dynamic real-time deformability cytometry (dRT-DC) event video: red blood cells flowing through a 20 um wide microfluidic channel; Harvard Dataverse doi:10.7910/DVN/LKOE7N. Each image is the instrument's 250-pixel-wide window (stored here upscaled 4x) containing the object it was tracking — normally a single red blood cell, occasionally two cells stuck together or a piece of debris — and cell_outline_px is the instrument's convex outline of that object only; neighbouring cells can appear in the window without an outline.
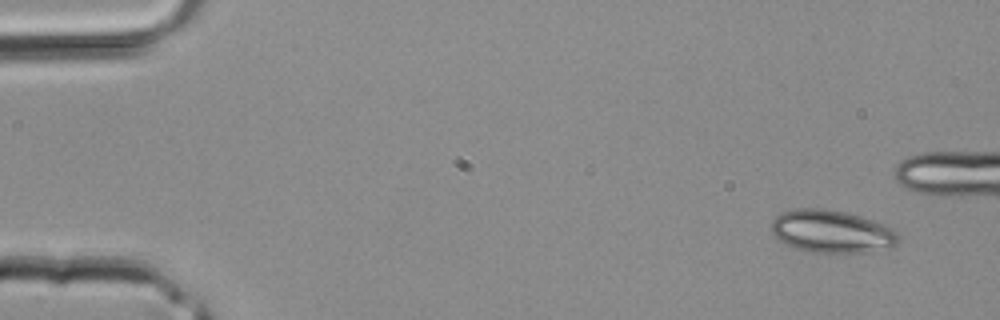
{"species": "common noctule bat (a hibernating species)", "species_latin": "Nyctalus noctula", "temperature_condition": "room temperature", "stored_images_in_passage": 38, "camera_frame_rate_fps": 3000, "um_per_image_px": 0.085, "animal": {"sex": "male", "body_mass_g": 20.4}, "frame": {"image": 1, "passage_image": 1, "time_ms": 0.0, "image_size_px": [1000, 320], "cell_outline_px": [[900, 240], [892, 248], [872, 252], [804, 252], [784, 244], [776, 240], [772, 232], [772, 220], [780, 212], [792, 208], [824, 208], [848, 212], [888, 224], [896, 232]], "centroid_in_image_um": [70.7, 19.67], "position_along_channel_um": 14.3, "area_um2": 32.48}}
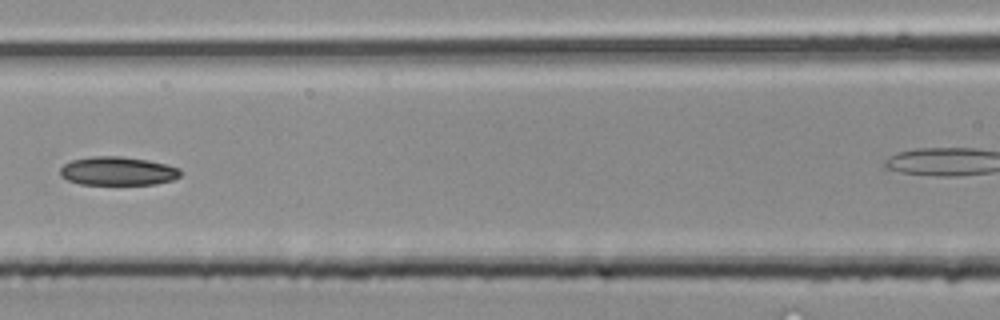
{"frame": {"image": 2, "passage_image": 16, "time_ms": 5.0, "image_size_px": [1000, 320], "cell_outline_px": [[180, 176], [172, 180], [156, 184], [80, 184], [68, 180], [60, 176], [60, 168], [64, 164], [72, 160], [92, 156], [120, 156], [148, 160], [180, 168]], "centroid_in_image_um": [9.99, 14.54], "position_along_channel_um": 156.6, "area_um2": 20.0}}
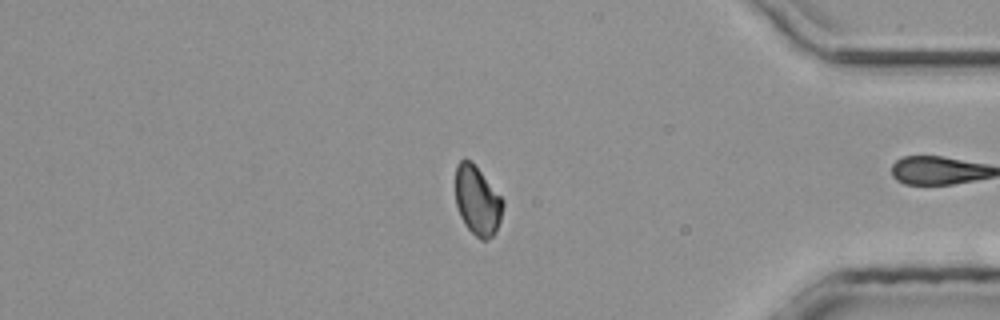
{"frame": {"image": 3, "passage_image": 31, "time_ms": 10.0, "image_size_px": [1000, 320], "cell_outline_px": [[504, 204], [500, 220], [496, 232], [488, 240], [480, 240], [464, 224], [460, 216], [456, 204], [456, 164], [464, 156], [472, 160], [504, 200]], "centroid_in_image_um": [40.57, 17.02], "position_along_channel_um": 394.6, "area_um2": 19.42}}